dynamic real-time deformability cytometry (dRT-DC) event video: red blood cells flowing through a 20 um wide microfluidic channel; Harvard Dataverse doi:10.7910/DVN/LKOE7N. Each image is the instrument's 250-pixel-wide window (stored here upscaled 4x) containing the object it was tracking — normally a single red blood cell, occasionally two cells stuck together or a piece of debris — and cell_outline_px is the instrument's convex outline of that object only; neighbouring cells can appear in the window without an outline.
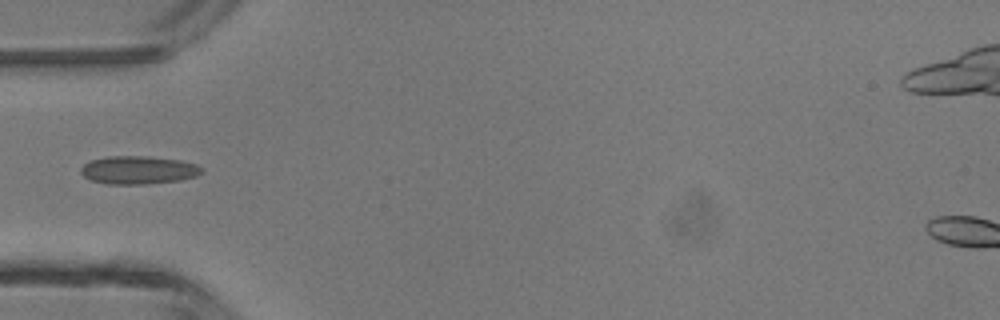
{"species": "common noctule bat (a hibernating species)", "species_latin": "Nyctalus noctula", "temperature_condition": "room temperature", "stored_images_in_passage": 4, "camera_frame_rate_fps": 3000, "um_per_image_px": 0.085, "animal": {"sex": "male", "body_mass_g": 13.3}, "frame": {"image": 1, "passage_image": 4, "time_ms": 3.333, "image_size_px": [1000, 320], "cell_outline_px": [[204, 172], [196, 176], [180, 180], [144, 184], [108, 184], [92, 180], [84, 176], [80, 172], [80, 168], [84, 164], [92, 160], [108, 156], [148, 156], [180, 160], [196, 164], [204, 168]], "centroid_in_image_um": [11.79, 14.45], "position_along_channel_um": 73.2, "area_um2": 19.83}}